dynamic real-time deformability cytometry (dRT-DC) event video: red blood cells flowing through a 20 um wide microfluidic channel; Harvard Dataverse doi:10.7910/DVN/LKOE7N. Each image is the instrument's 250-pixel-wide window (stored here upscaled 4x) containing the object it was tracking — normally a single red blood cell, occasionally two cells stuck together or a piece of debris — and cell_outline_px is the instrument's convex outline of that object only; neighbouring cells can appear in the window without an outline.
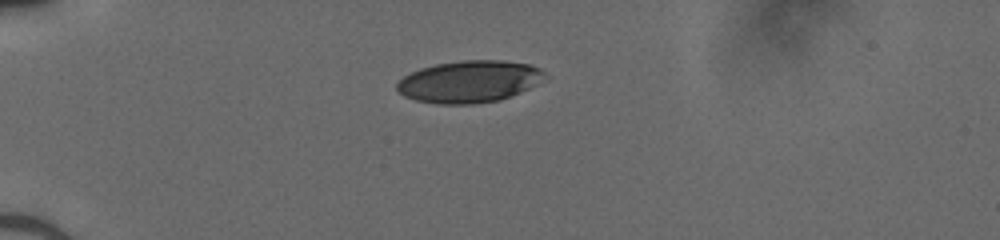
{"species": "human", "species_latin": "Homo sapiens", "temperature_condition": "cold", "stored_images_in_passage": 31, "camera_frame_rate_fps": 3000, "um_per_image_px": 0.085, "donor": {"sex": "male"}, "frame": {"image": 1, "passage_image": 1, "time_ms": 0.0, "image_size_px": [1000, 240], "cell_outline_px": [[548, 76], [536, 84], [520, 92], [500, 100], [472, 104], [436, 104], [416, 100], [404, 96], [396, 88], [396, 84], [404, 76], [420, 68], [436, 64], [464, 60], [500, 60], [528, 64], [540, 68]], "centroid_in_image_um": [39.89, 6.93], "position_along_channel_um": 45.1, "area_um2": 36.07}}
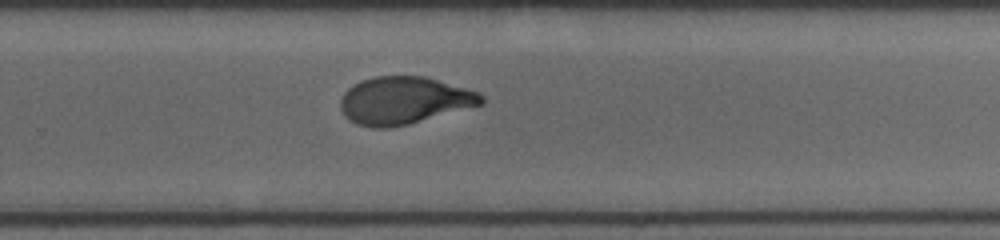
{"frame": {"image": 2, "passage_image": 17, "time_ms": 5.333, "image_size_px": [1000, 240], "cell_outline_px": [[484, 104], [408, 124], [388, 128], [372, 128], [356, 124], [344, 116], [340, 108], [340, 100], [344, 92], [348, 88], [360, 80], [376, 76], [424, 76], [480, 92], [484, 96]], "centroid_in_image_um": [34.33, 8.54], "position_along_channel_um": 295.5, "area_um2": 39.07}}
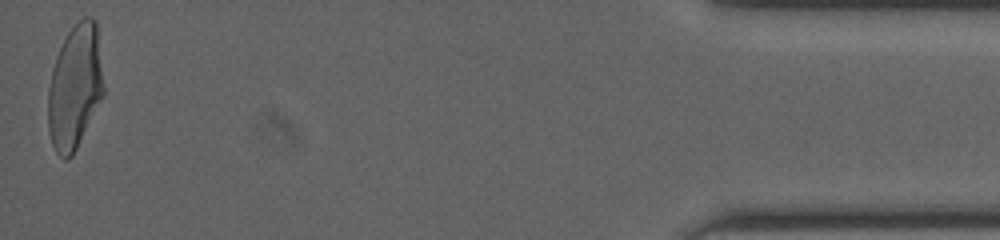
{"frame": {"image": 3, "passage_image": 31, "time_ms": 10.0, "image_size_px": [1000, 240], "cell_outline_px": [[104, 96], [72, 156], [68, 160], [64, 160], [56, 152], [52, 144], [48, 128], [48, 88], [52, 68], [56, 56], [68, 32], [84, 16], [88, 16], [96, 20], [104, 88]], "centroid_in_image_um": [6.37, 7.42], "position_along_channel_um": 428.8, "area_um2": 40.29}}